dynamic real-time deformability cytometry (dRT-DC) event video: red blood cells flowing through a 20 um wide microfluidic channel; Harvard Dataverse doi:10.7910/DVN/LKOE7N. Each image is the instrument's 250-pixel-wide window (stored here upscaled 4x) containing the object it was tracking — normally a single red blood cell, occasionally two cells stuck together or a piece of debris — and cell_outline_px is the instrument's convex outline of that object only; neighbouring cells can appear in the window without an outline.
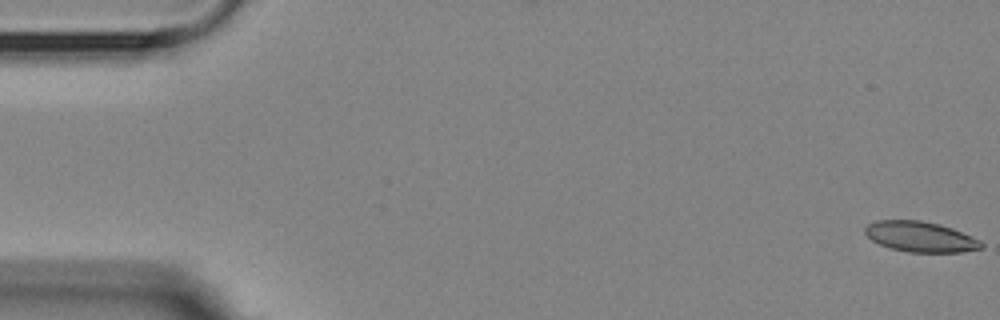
{"species": "Egyptian fruit bat (a non-hibernating species)", "species_latin": "Rousettus aegyptiacus", "temperature_condition": "room temperature", "stored_images_in_passage": 6, "camera_frame_rate_fps": 3000, "um_per_image_px": 0.085, "animal": {"sex": "female"}, "frame": {"image": 1, "passage_image": 1, "time_ms": 0.0, "image_size_px": [1000, 320], "cell_outline_px": [[984, 248], [960, 252], [908, 252], [892, 248], [880, 244], [872, 240], [864, 232], [864, 228], [868, 224], [876, 220], [920, 220], [940, 224], [952, 228], [980, 240], [984, 244]], "centroid_in_image_um": [78.24, 20.12], "position_along_channel_um": 6.8, "area_um2": 20.58}}
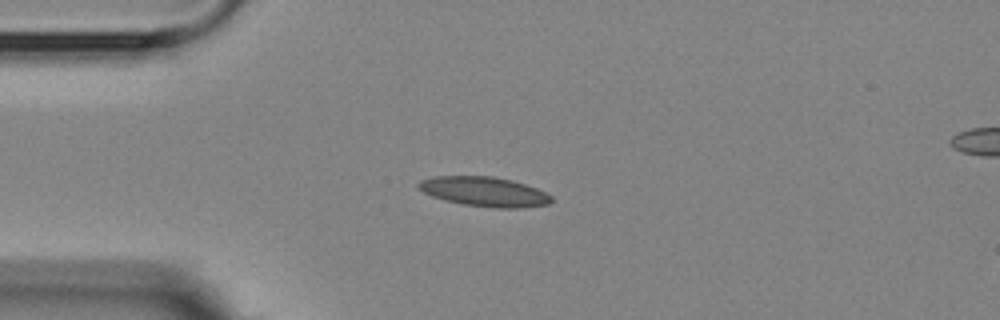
{"frame": {"image": 2, "passage_image": 5, "time_ms": 4.333, "image_size_px": [1000, 320], "cell_outline_px": [[552, 200], [548, 204], [524, 208], [496, 208], [464, 204], [444, 200], [432, 196], [416, 188], [416, 184], [420, 180], [436, 176], [492, 176], [512, 180], [536, 188], [552, 196]], "centroid_in_image_um": [41.14, 16.29], "position_along_channel_um": 43.9, "area_um2": 22.95}}